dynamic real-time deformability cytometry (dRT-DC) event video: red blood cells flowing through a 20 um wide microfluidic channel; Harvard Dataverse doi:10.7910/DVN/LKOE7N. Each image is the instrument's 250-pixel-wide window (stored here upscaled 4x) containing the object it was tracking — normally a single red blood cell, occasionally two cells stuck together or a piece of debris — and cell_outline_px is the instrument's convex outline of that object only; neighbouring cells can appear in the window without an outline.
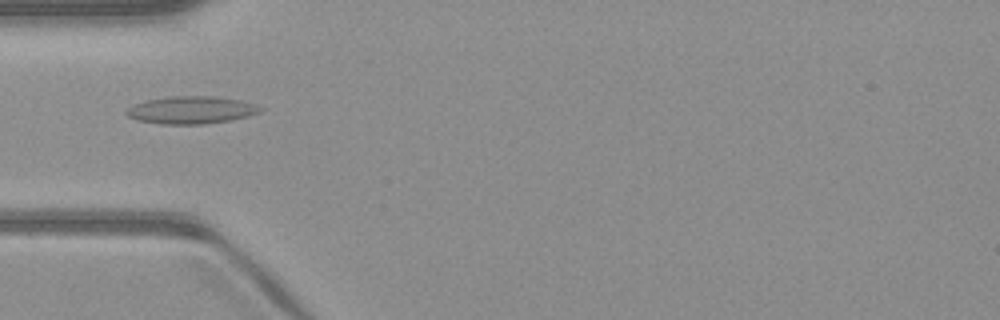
{"species": "common noctule bat (a hibernating species)", "species_latin": "Nyctalus noctula", "temperature_condition": "warm", "stored_images_in_passage": 50, "camera_frame_rate_fps": 3000, "um_per_image_px": 0.085, "animal": {"sex": "male", "body_mass_g": 23.1, "forearm_length_mm": 52.7}, "frame": {"image": 1, "passage_image": 16, "time_ms": 5.0, "image_size_px": [1000, 320], "cell_outline_px": [[264, 108], [260, 112], [248, 116], [232, 120], [204, 124], [160, 124], [136, 120], [128, 116], [124, 112], [128, 108], [144, 100], [172, 96], [212, 96], [240, 100]], "centroid_in_image_um": [16.23, 9.36], "position_along_channel_um": 68.8, "area_um2": 21.44}}
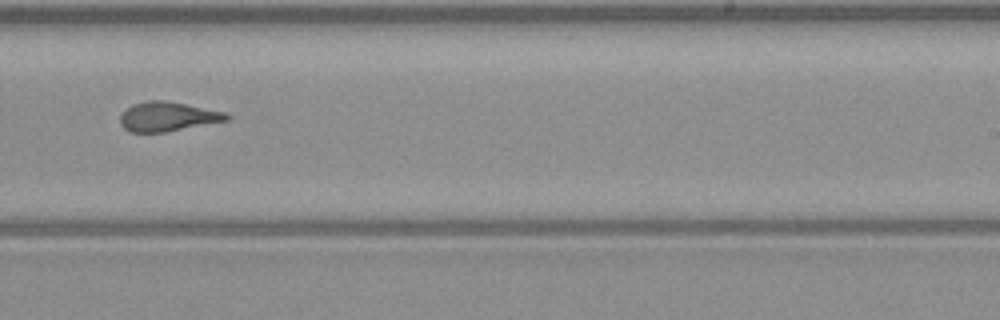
{"frame": {"image": 2, "passage_image": 31, "time_ms": 10.0, "image_size_px": [1000, 320], "cell_outline_px": [[232, 116], [228, 120], [168, 132], [128, 132], [120, 124], [120, 116], [132, 104], [148, 100], [160, 100], [184, 104], [228, 112]], "centroid_in_image_um": [14.28, 9.92], "position_along_channel_um": 274.7, "area_um2": 18.26}}
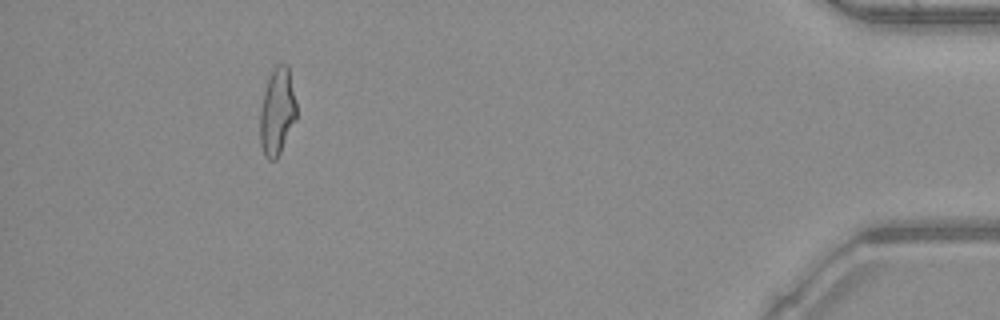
{"frame": {"image": 3, "passage_image": 46, "time_ms": 15.0, "image_size_px": [1000, 320], "cell_outline_px": [[296, 120], [276, 160], [268, 160], [264, 156], [260, 144], [260, 108], [264, 92], [272, 68], [276, 64], [288, 64], [296, 100]], "centroid_in_image_um": [23.56, 9.48], "position_along_channel_um": 411.6, "area_um2": 18.67}, "authors_computed_cell_mechanics": {"area_um2": 18.8139, "velocity_mm_per_s": 4.0972, "shape_relaxation_time_tau1_ms": 6.3918, "shape_relaxation_time_tau2_ms": 1.6196, "deformation_change_tau1": 0.2007, "deformation_change_tau2": 0.1011}}